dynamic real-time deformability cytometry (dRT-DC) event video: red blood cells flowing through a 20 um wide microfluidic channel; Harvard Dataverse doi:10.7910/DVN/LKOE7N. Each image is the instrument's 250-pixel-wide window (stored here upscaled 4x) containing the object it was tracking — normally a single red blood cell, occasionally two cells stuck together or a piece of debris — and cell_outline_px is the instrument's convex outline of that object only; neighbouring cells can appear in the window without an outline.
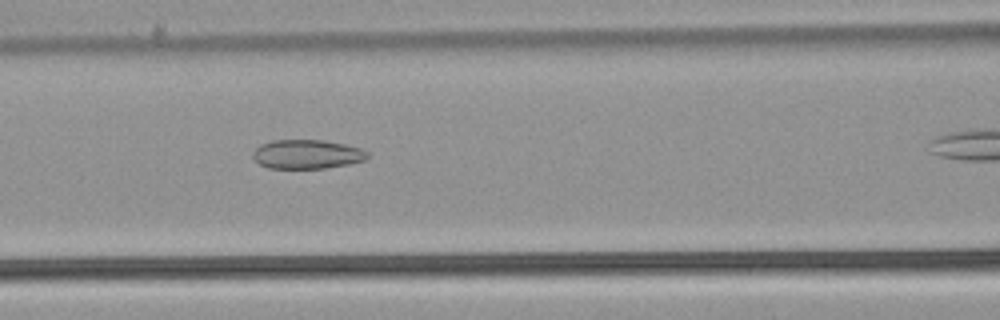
{"species": "common noctule bat (a hibernating species)", "species_latin": "Nyctalus noctula", "temperature_condition": "warm", "stored_images_in_passage": 32, "camera_frame_rate_fps": 3000, "um_per_image_px": 0.085, "animal": {"sex": "male", "body_mass_g": 21.5, "forearm_length_mm": 52.0}, "frame": {"image": 1, "passage_image": 12, "time_ms": 3.667, "image_size_px": [1000, 320], "cell_outline_px": [[368, 156], [364, 160], [348, 164], [324, 168], [268, 168], [260, 164], [252, 156], [252, 152], [260, 144], [272, 140], [324, 140], [344, 144], [360, 148], [368, 152]], "centroid_in_image_um": [26.07, 13.1], "position_along_channel_um": 140.5, "area_um2": 19.36}}
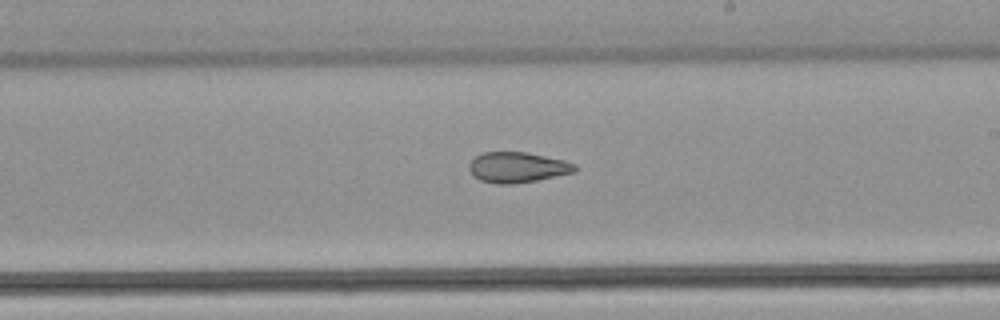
{"frame": {"image": 2, "passage_image": 20, "time_ms": 6.333, "image_size_px": [1000, 320], "cell_outline_px": [[576, 172], [536, 180], [512, 184], [496, 184], [480, 180], [472, 176], [468, 168], [468, 164], [476, 156], [484, 152], [528, 152], [564, 160], [576, 164]], "centroid_in_image_um": [43.96, 14.22], "position_along_channel_um": 245.0, "area_um2": 18.9}}
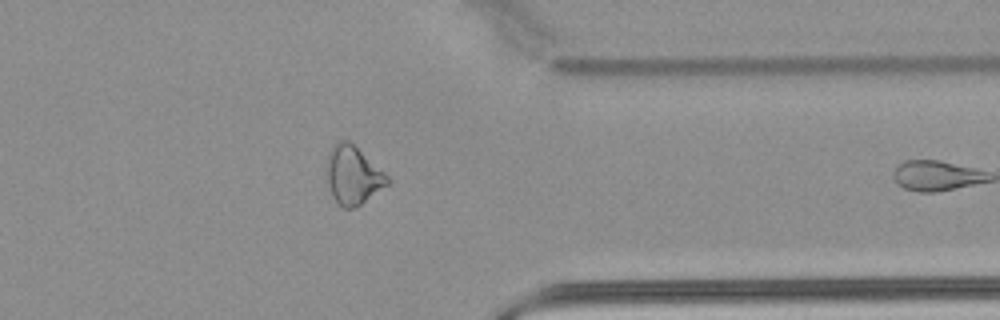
{"frame": {"image": 3, "passage_image": 31, "time_ms": 10.0, "image_size_px": [1000, 320], "cell_outline_px": [[392, 180], [388, 184], [360, 204], [352, 208], [344, 208], [332, 196], [328, 184], [324, 168], [328, 152], [336, 140], [348, 140], [384, 172]], "centroid_in_image_um": [29.95, 14.86], "position_along_channel_um": 381.4, "area_um2": 20.58}}